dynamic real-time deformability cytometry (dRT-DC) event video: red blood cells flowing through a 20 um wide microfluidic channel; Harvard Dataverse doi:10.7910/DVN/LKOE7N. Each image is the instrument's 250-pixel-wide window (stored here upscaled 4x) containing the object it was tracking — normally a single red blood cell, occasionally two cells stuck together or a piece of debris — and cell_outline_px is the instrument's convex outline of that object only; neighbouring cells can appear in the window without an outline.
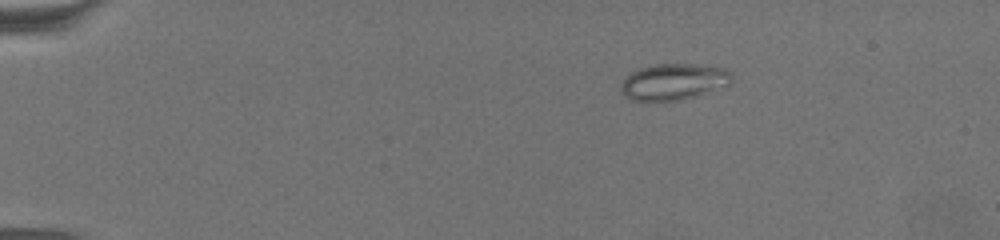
{"species": "common noctule bat (a hibernating species)", "species_latin": "Nyctalus noctula", "temperature_condition": "warm", "stored_images_in_passage": 58, "camera_frame_rate_fps": 3000, "um_per_image_px": 0.085, "animal": {"sex": "female", "body_mass_g": 19.5, "forearm_length_mm": 54.1}, "frame": {"image": 1, "passage_image": 1, "time_ms": 0.0, "image_size_px": [1000, 240], "cell_outline_px": [[732, 76], [728, 84], [676, 100], [632, 100], [624, 96], [620, 88], [620, 84], [632, 72], [640, 68], [656, 64], [692, 64], [724, 68]], "centroid_in_image_um": [57.17, 6.93], "position_along_channel_um": 27.8, "area_um2": 22.48}}
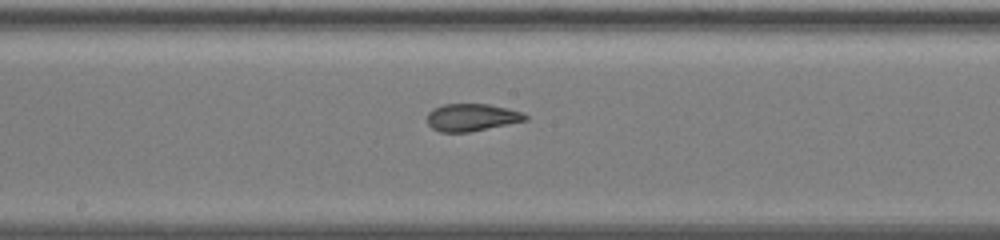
{"frame": {"image": 2, "passage_image": 28, "time_ms": 9.0, "image_size_px": [1000, 240], "cell_outline_px": [[528, 120], [468, 132], [440, 132], [432, 128], [428, 124], [428, 112], [432, 108], [444, 104], [488, 104], [508, 108], [524, 112], [528, 116]], "centroid_in_image_um": [40.11, 9.97], "position_along_channel_um": 208.1, "area_um2": 15.72}}
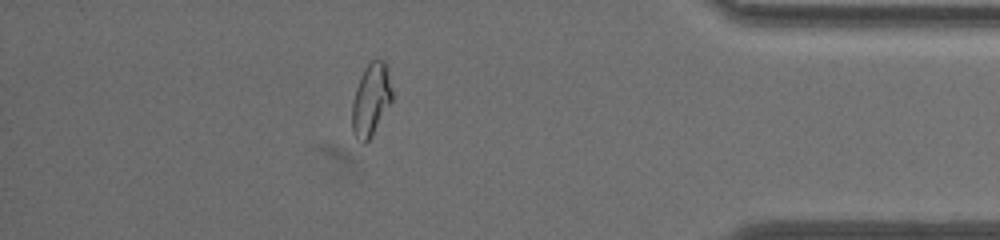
{"frame": {"image": 3, "passage_image": 50, "time_ms": 16.333, "image_size_px": [1000, 240], "cell_outline_px": [[392, 100], [368, 140], [364, 144], [360, 144], [356, 140], [352, 132], [352, 104], [356, 88], [360, 76], [364, 68], [376, 56], [384, 60], [388, 68], [392, 92]], "centroid_in_image_um": [31.52, 8.44], "position_along_channel_um": 403.7, "area_um2": 16.99}, "authors_computed_cell_mechanics": {"area_um2": 17.1088, "velocity_mm_per_s": 3.083, "shape_relaxation_time_tau1_ms": null, "shape_relaxation_time_tau2_ms": 1.1847, "deformation_change_tau1": null, "deformation_change_tau2": 0.0844}}